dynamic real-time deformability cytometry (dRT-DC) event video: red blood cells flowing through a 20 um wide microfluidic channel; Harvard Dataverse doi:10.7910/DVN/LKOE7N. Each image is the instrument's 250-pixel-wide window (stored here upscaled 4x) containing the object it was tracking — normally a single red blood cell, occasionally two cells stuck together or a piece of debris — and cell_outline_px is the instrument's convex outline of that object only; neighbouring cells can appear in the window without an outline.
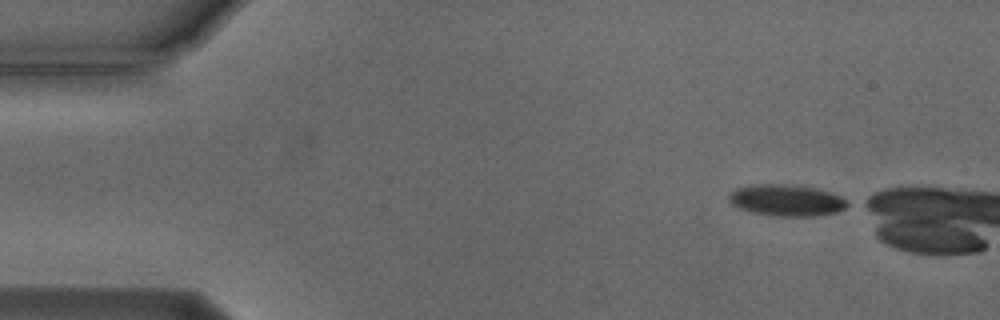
{"species": "Egyptian fruit bat (a non-hibernating species)", "species_latin": "Rousettus aegyptiacus", "temperature_condition": "cold", "stored_images_in_passage": 5, "camera_frame_rate_fps": 3000, "um_per_image_px": 0.085, "animal": {"sex": "male"}, "frame": {"image": 1, "passage_image": 1, "time_ms": 0.0, "image_size_px": [1000, 320], "cell_outline_px": [[852, 204], [836, 212], [812, 216], [780, 216], [756, 212], [740, 208], [732, 204], [728, 200], [728, 196], [736, 188], [756, 184], [784, 184], [812, 188], [828, 192], [840, 196]], "centroid_in_image_um": [66.86, 17.02], "position_along_channel_um": 18.1, "area_um2": 21.27}}